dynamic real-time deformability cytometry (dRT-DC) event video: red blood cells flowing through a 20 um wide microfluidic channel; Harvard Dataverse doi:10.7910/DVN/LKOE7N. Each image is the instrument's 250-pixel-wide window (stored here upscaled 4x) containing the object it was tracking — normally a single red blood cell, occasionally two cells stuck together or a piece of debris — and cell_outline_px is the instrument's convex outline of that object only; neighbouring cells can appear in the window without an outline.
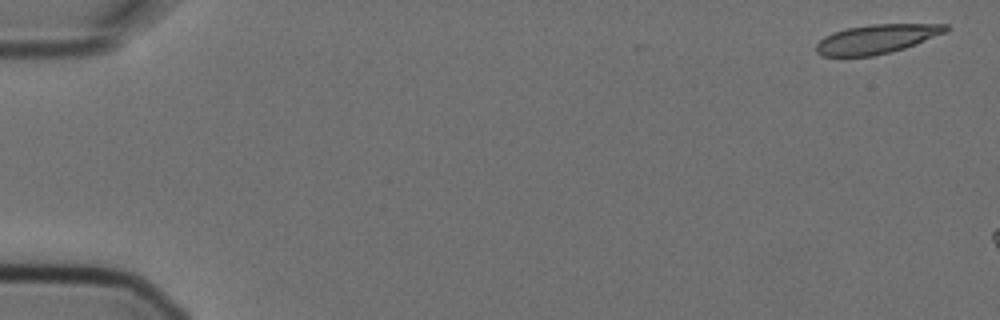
{"species": "Egyptian fruit bat (a non-hibernating species)", "species_latin": "Rousettus aegyptiacus", "temperature_condition": "cold", "stored_images_in_passage": 5, "camera_frame_rate_fps": 3000, "um_per_image_px": 0.085, "animal": {"sex": "female"}, "frame": {"image": 1, "passage_image": 1, "time_ms": 0.0, "image_size_px": [1000, 320], "cell_outline_px": [[948, 32], [916, 44], [892, 52], [872, 56], [824, 56], [816, 52], [816, 44], [824, 36], [832, 32], [848, 28], [872, 24], [948, 24]], "centroid_in_image_um": [74.53, 3.31], "position_along_channel_um": 10.5, "area_um2": 22.02}}